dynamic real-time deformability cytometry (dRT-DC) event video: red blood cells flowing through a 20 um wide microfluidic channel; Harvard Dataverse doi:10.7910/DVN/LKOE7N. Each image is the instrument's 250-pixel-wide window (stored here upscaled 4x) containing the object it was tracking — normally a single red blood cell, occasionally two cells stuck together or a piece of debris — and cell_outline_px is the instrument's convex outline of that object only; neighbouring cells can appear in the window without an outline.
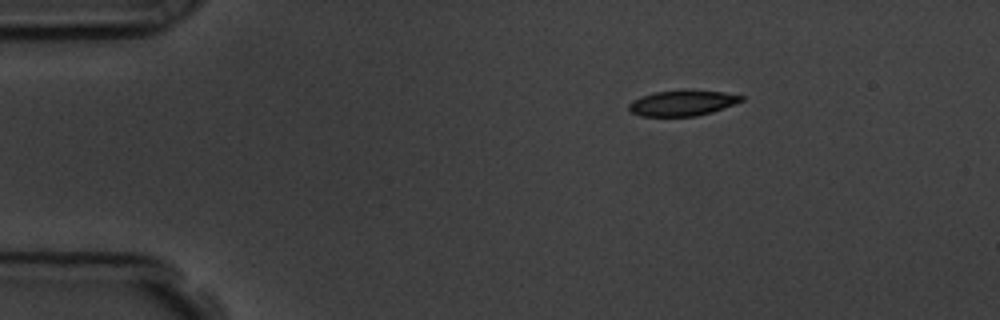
{"species": "common noctule bat (a hibernating species)", "species_latin": "Nyctalus noctula", "temperature_condition": "room temperature", "stored_images_in_passage": 48, "camera_frame_rate_fps": 3000, "um_per_image_px": 0.085, "animal": {"sex": "male", "body_mass_g": 19.5, "forearm_length_mm": 54.6}, "frame": {"image": 1, "passage_image": 1, "time_ms": 0.0, "image_size_px": [1000, 320], "cell_outline_px": [[744, 100], [712, 112], [696, 116], [640, 116], [632, 112], [628, 108], [628, 104], [632, 100], [640, 96], [656, 92], [680, 88], [688, 88], [724, 92], [744, 96]], "centroid_in_image_um": [58.0, 8.72], "position_along_channel_um": 27.0, "area_um2": 17.22}}
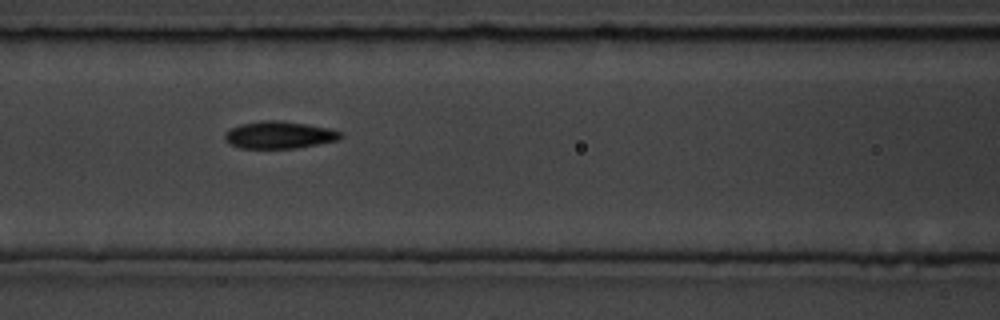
{"frame": {"image": 2, "passage_image": 16, "time_ms": 5.0, "image_size_px": [1000, 320], "cell_outline_px": [[344, 136], [340, 140], [296, 148], [240, 148], [228, 144], [224, 140], [224, 132], [240, 124], [264, 120], [280, 120], [328, 128], [340, 132]], "centroid_in_image_um": [23.7, 11.48], "position_along_channel_um": 142.9, "area_um2": 18.44}}
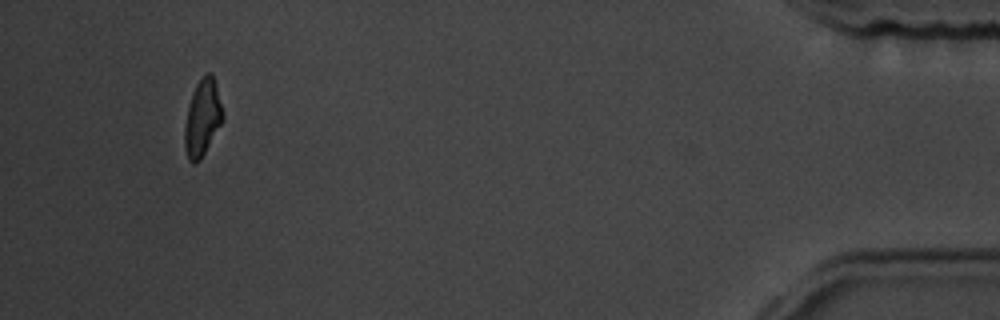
{"frame": {"image": 3, "passage_image": 45, "time_ms": 14.667, "image_size_px": [1000, 320], "cell_outline_px": [[224, 120], [200, 160], [196, 164], [192, 164], [188, 160], [184, 144], [184, 124], [192, 92], [196, 84], [208, 72], [212, 72], [216, 84], [224, 112]], "centroid_in_image_um": [17.22, 10.04], "position_along_channel_um": 418.0, "area_um2": 17.22}, "authors_computed_cell_mechanics": {"area_um2": 18.0336, "velocity_mm_per_s": 3.5975, "shape_relaxation_time_tau1_ms": 3.0512, "shape_relaxation_time_tau2_ms": 4.776, "deformation_change_tau1": 0.1322, "deformation_change_tau2": 0.1092}}